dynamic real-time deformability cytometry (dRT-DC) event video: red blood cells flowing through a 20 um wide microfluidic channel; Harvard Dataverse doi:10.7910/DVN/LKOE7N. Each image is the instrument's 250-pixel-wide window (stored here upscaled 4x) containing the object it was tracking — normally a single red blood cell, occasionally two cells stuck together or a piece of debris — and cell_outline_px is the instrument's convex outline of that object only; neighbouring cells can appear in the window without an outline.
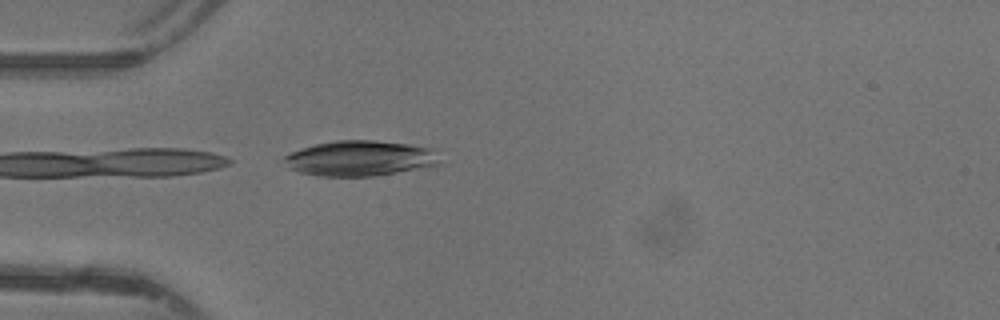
{"species": "common noctule bat (a hibernating species)", "species_latin": "Nyctalus noctula", "temperature_condition": "warm", "stored_images_in_passage": 14, "camera_frame_rate_fps": 3000, "um_per_image_px": 0.085, "animal": {"sex": "female"}, "frame": {"image": 1, "passage_image": 14, "time_ms": 4.333, "image_size_px": [1000, 320], "cell_outline_px": [[440, 164], [396, 172], [372, 176], [320, 176], [300, 172], [288, 168], [284, 160], [284, 156], [292, 152], [316, 144], [336, 140], [376, 140], [408, 144], [432, 148]], "centroid_in_image_um": [30.57, 13.45], "position_along_channel_um": 54.4, "area_um2": 31.62}}